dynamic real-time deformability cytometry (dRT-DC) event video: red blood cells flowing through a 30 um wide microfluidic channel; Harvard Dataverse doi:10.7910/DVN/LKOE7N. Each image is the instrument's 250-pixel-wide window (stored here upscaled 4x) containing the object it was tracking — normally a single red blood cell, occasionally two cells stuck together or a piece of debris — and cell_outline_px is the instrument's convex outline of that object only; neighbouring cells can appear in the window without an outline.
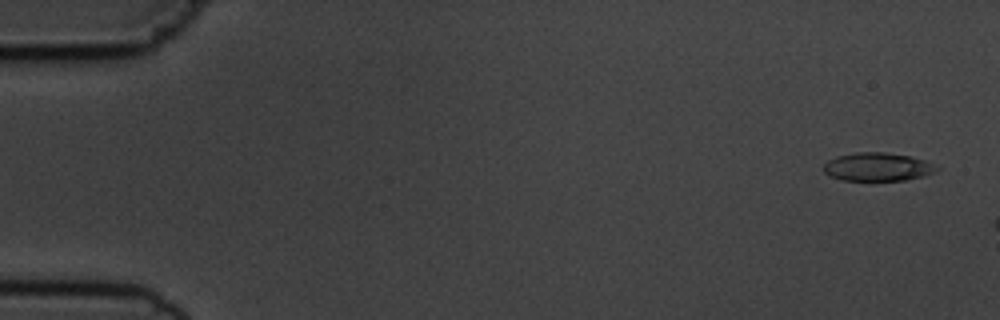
{"species": "common noctule bat (a hibernating species)", "species_latin": "Nyctalus noctula", "temperature_condition": "cold", "stored_images_in_passage": 3, "camera_frame_rate_fps": 3000, "um_per_image_px": 0.085, "animal": {"sex": "male", "body_mass_g": 19.5, "forearm_length_mm": 54.6}, "frame": {"image": 1, "passage_image": 1, "time_ms": 0.0, "image_size_px": [1000, 320], "cell_outline_px": [[940, 168], [936, 172], [924, 176], [904, 180], [844, 180], [828, 176], [824, 172], [824, 164], [828, 160], [836, 156], [856, 152], [884, 152], [908, 156], [924, 160]], "centroid_in_image_um": [74.57, 14.18], "position_along_channel_um": 10.4, "area_um2": 18.61}}